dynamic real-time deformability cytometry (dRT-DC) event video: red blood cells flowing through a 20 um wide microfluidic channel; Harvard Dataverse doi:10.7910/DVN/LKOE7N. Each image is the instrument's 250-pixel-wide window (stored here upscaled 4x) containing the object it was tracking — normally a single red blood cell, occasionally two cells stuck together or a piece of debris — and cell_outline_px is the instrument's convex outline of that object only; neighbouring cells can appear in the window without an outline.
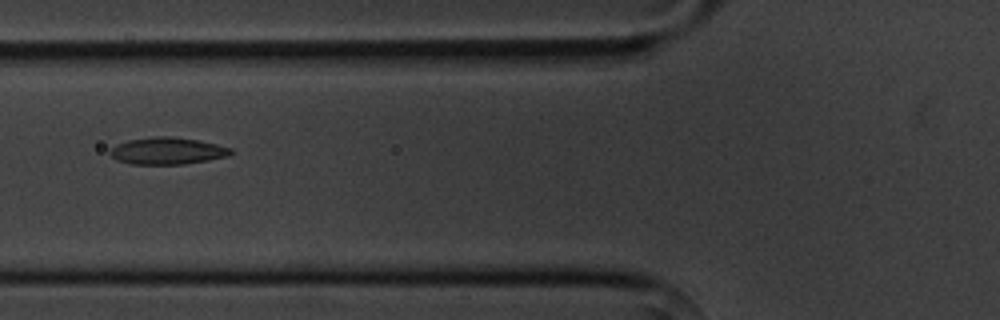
{"species": "common noctule bat (a hibernating species)", "species_latin": "Nyctalus noctula", "temperature_condition": "cold", "stored_images_in_passage": 4, "camera_frame_rate_fps": 3000, "um_per_image_px": 0.085, "animal": {"sex": "male", "body_mass_g": 20.1, "forearm_length_mm": 53.5}, "frame": {"image": 1, "passage_image": 3, "time_ms": 2.333, "image_size_px": [1000, 320], "cell_outline_px": [[236, 152], [228, 156], [208, 160], [184, 164], [132, 164], [116, 160], [108, 152], [116, 144], [128, 140], [152, 136], [172, 136], [196, 140], [216, 144], [232, 148]], "centroid_in_image_um": [14.23, 12.82], "position_along_channel_um": 111.6, "area_um2": 19.07}}
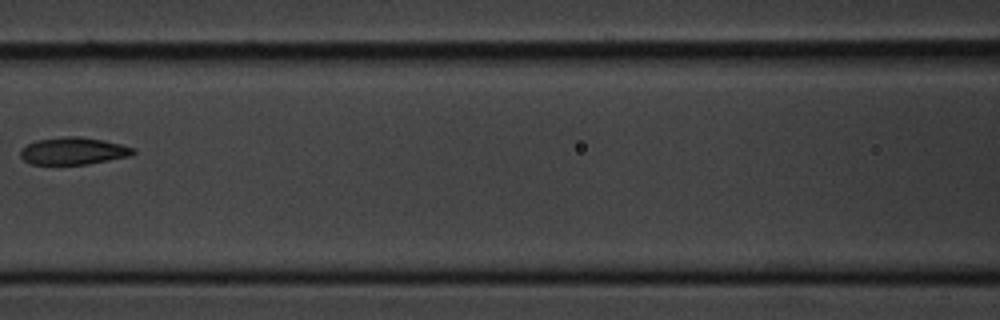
{"frame": {"image": 2, "passage_image": 4, "time_ms": 3.667, "image_size_px": [1000, 320], "cell_outline_px": [[136, 152], [132, 156], [88, 164], [32, 164], [24, 160], [20, 156], [20, 148], [36, 140], [64, 136], [80, 136], [104, 140], [136, 148]], "centroid_in_image_um": [6.26, 12.83], "position_along_channel_um": 160.3, "area_um2": 18.09}}